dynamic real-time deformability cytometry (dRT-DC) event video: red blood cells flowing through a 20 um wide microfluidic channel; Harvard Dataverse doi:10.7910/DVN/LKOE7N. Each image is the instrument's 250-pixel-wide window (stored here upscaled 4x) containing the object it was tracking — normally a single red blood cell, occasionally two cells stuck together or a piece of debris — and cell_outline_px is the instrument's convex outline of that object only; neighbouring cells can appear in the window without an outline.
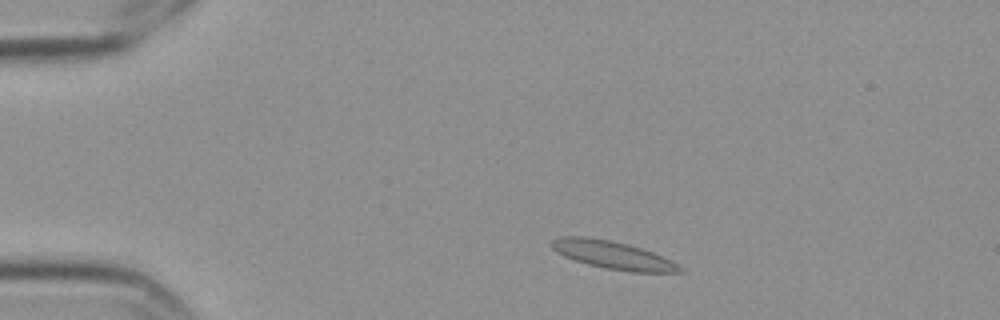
{"species": "Egyptian fruit bat (a non-hibernating species)", "species_latin": "Rousettus aegyptiacus", "temperature_condition": "cold", "stored_images_in_passage": 10, "camera_frame_rate_fps": 3000, "um_per_image_px": 0.085, "frame": {"image": 1, "passage_image": 2, "time_ms": 0.333, "image_size_px": [1000, 320], "cell_outline_px": [[684, 272], [632, 272], [604, 268], [588, 264], [564, 256], [556, 252], [548, 244], [552, 240], [560, 236], [588, 236], [628, 244], [652, 252], [684, 268]], "centroid_in_image_um": [52.02, 21.67], "position_along_channel_um": 33.0, "area_um2": 20.69}}
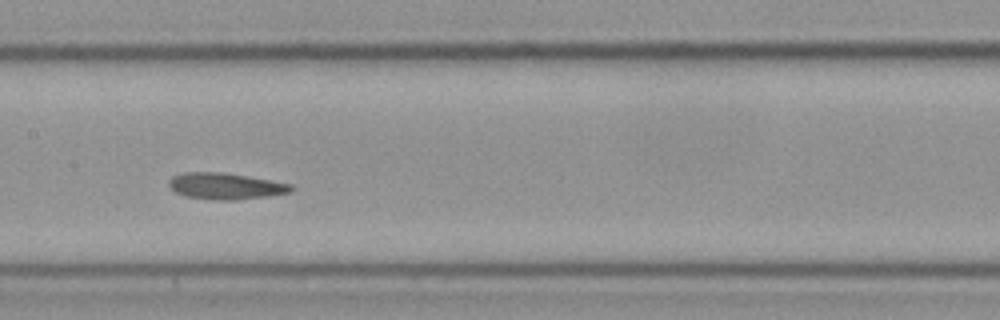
{"frame": {"image": 2, "passage_image": 7, "time_ms": 2.0, "image_size_px": [1000, 320], "cell_outline_px": [[296, 188], [292, 192], [268, 196], [236, 200], [216, 200], [184, 196], [176, 192], [168, 184], [168, 180], [172, 176], [184, 172], [220, 172], [292, 184]], "centroid_in_image_um": [19.17, 15.83], "position_along_channel_um": 188.2, "area_um2": 18.73}}
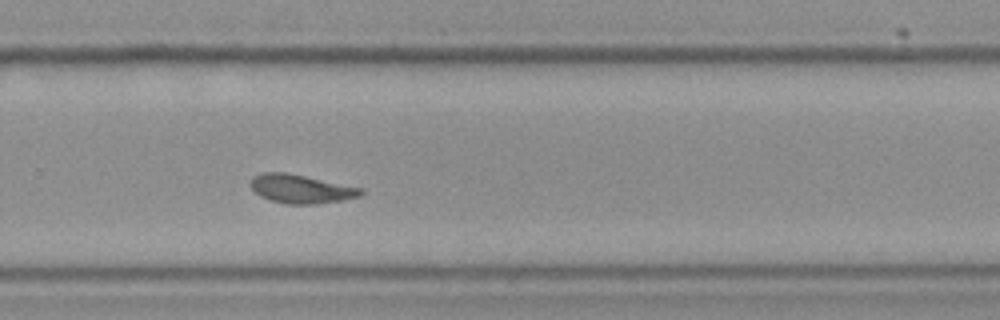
{"frame": {"image": 3, "passage_image": 10, "time_ms": 3.0, "image_size_px": [1000, 320], "cell_outline_px": [[364, 192], [360, 196], [344, 200], [316, 204], [288, 204], [272, 200], [260, 196], [248, 184], [252, 176], [264, 172], [284, 172], [364, 188]], "centroid_in_image_um": [25.59, 16.05], "position_along_channel_um": 304.2, "area_um2": 18.44}}